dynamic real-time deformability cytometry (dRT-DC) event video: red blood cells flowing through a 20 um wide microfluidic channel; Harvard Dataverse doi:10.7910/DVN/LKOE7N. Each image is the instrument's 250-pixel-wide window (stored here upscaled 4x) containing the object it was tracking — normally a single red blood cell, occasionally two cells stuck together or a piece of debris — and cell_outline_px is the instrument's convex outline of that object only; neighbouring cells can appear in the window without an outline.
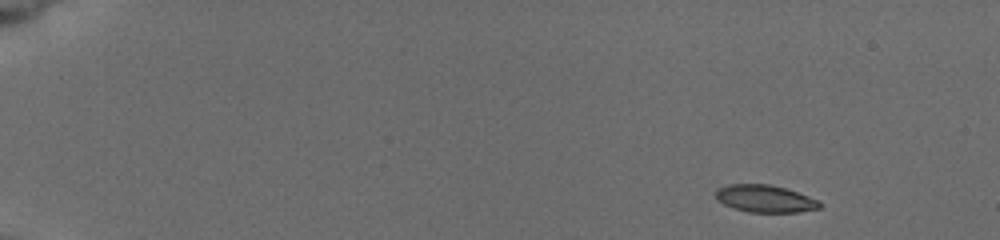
{"species": "common noctule bat (a hibernating species)", "species_latin": "Nyctalus noctula", "temperature_condition": "cold", "stored_images_in_passage": 6, "camera_frame_rate_fps": 3000, "um_per_image_px": 0.085, "animal": {"sex": "female", "body_mass_g": 19.5, "forearm_length_mm": 54.1}, "frame": {"image": 1, "passage_image": 1, "time_ms": 0.0, "image_size_px": [1000, 240], "cell_outline_px": [[820, 208], [800, 212], [748, 212], [732, 208], [716, 200], [716, 188], [728, 184], [768, 184], [784, 188], [820, 200]], "centroid_in_image_um": [64.99, 16.89], "position_along_channel_um": 20.0, "area_um2": 16.59}}
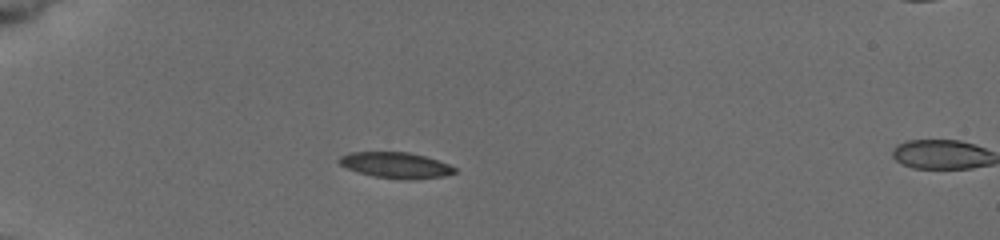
{"frame": {"image": 2, "passage_image": 5, "time_ms": 3.667, "image_size_px": [1000, 240], "cell_outline_px": [[456, 172], [444, 176], [416, 180], [404, 180], [376, 176], [360, 172], [348, 168], [340, 164], [336, 160], [340, 156], [352, 152], [408, 152], [424, 156], [448, 164], [456, 168]], "centroid_in_image_um": [33.66, 14.04], "position_along_channel_um": 51.3, "area_um2": 17.28}}